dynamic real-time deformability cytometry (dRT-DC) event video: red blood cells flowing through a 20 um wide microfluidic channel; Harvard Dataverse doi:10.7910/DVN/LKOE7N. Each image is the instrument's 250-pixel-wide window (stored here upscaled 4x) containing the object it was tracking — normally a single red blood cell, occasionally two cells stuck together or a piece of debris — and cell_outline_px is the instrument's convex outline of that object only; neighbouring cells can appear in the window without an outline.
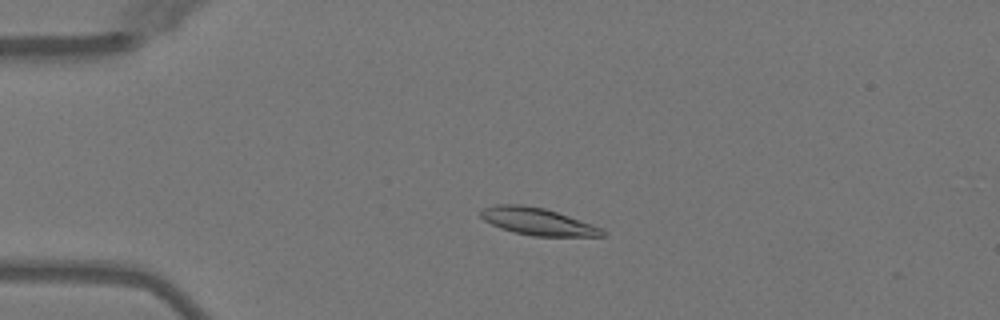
{"species": "Egyptian fruit bat (a non-hibernating species)", "species_latin": "Rousettus aegyptiacus", "temperature_condition": "warm", "stored_images_in_passage": 7, "camera_frame_rate_fps": 3000, "um_per_image_px": 0.085, "animal": {"sex": "female"}, "frame": {"image": 1, "passage_image": 4, "time_ms": 3.333, "image_size_px": [1000, 320], "cell_outline_px": [[608, 236], [532, 236], [512, 232], [500, 228], [484, 220], [480, 216], [480, 212], [484, 208], [496, 204], [520, 204], [544, 208], [604, 228], [608, 232]], "centroid_in_image_um": [45.73, 18.84], "position_along_channel_um": 39.3, "area_um2": 19.36}}
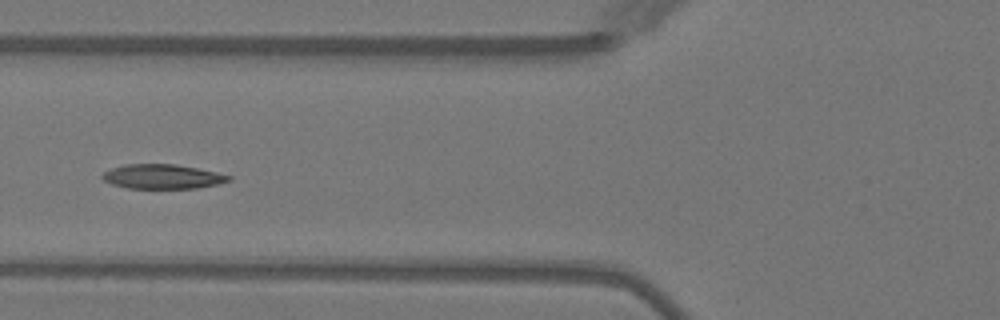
{"frame": {"image": 2, "passage_image": 6, "time_ms": 6.0, "image_size_px": [1000, 320], "cell_outline_px": [[232, 180], [216, 184], [196, 188], [128, 188], [112, 184], [104, 180], [100, 176], [104, 172], [112, 168], [124, 164], [176, 164], [216, 172], [232, 176]], "centroid_in_image_um": [13.8, 15.0], "position_along_channel_um": 112.0, "area_um2": 17.92}}
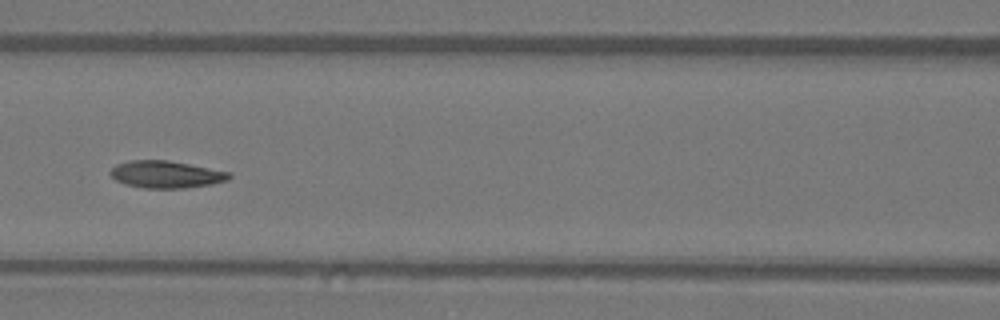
{"frame": {"image": 3, "passage_image": 7, "time_ms": 7.0, "image_size_px": [1000, 320], "cell_outline_px": [[232, 176], [228, 180], [212, 184], [184, 188], [144, 188], [124, 184], [116, 180], [108, 172], [116, 164], [128, 160], [168, 160], [232, 172]], "centroid_in_image_um": [14.12, 14.82], "position_along_channel_um": 152.5, "area_um2": 18.96}}